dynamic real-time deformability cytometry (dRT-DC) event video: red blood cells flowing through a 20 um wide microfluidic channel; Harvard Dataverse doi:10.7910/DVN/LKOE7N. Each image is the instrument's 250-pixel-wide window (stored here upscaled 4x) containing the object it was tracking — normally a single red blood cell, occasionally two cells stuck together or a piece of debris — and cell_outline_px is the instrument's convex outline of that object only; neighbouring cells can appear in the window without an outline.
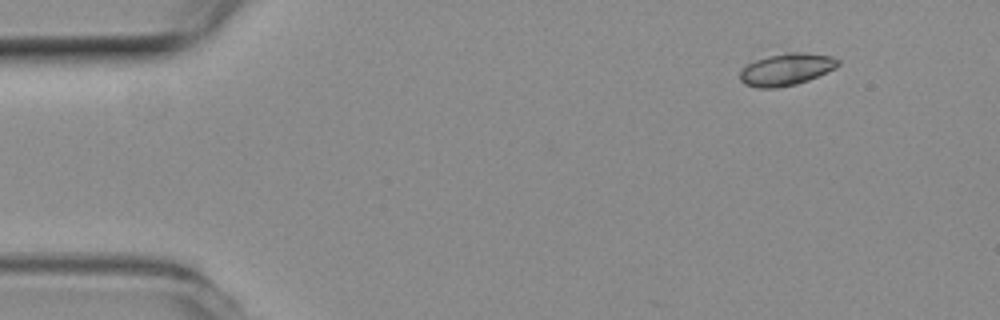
{"species": "common noctule bat (a hibernating species)", "species_latin": "Nyctalus noctula", "temperature_condition": "room temperature", "stored_images_in_passage": 2, "camera_frame_rate_fps": 3000, "um_per_image_px": 0.085, "animal": {"sex": "female", "body_mass_g": 19.3, "forearm_length_mm": 54.1}, "frame": {"image": 1, "passage_image": 1, "time_ms": 0.0, "image_size_px": [1000, 320], "cell_outline_px": [[840, 64], [836, 68], [808, 80], [796, 84], [776, 88], [756, 88], [744, 84], [740, 80], [740, 72], [744, 64], [768, 56], [788, 52], [804, 52], [832, 56], [840, 60]], "centroid_in_image_um": [66.83, 5.89], "position_along_channel_um": 18.2, "area_um2": 18.5}}